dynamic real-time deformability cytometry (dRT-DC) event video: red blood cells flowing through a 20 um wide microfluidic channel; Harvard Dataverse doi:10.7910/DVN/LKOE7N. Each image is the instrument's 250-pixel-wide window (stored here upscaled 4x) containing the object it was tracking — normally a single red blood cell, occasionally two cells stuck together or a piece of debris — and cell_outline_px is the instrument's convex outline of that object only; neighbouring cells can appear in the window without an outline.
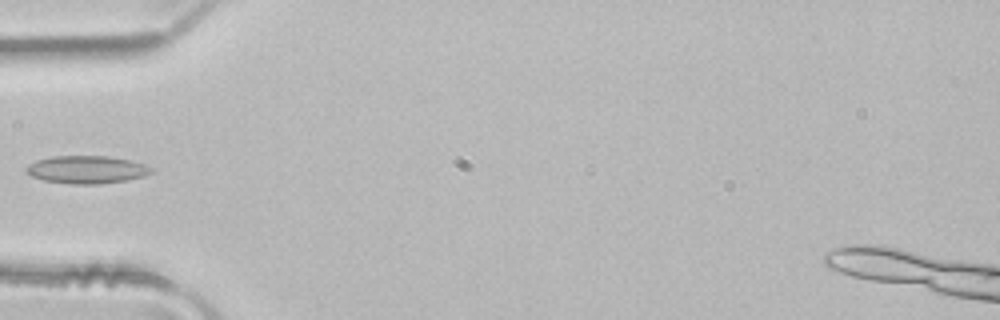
{"species": "common noctule bat (a hibernating species)", "species_latin": "Nyctalus noctula", "temperature_condition": "room temperature", "stored_images_in_passage": 4, "camera_frame_rate_fps": 3000, "um_per_image_px": 0.085, "animal": {"sex": "male", "body_mass_g": 21.5, "forearm_length_mm": 52.0}, "frame": {"image": 1, "passage_image": 4, "time_ms": 1.0, "image_size_px": [1000, 320], "cell_outline_px": [[152, 172], [144, 176], [128, 180], [96, 184], [72, 184], [44, 180], [32, 176], [24, 172], [24, 168], [28, 164], [36, 160], [52, 156], [108, 156], [128, 160], [144, 164], [152, 168]], "centroid_in_image_um": [7.32, 14.41], "position_along_channel_um": 77.7, "area_um2": 20.23}}